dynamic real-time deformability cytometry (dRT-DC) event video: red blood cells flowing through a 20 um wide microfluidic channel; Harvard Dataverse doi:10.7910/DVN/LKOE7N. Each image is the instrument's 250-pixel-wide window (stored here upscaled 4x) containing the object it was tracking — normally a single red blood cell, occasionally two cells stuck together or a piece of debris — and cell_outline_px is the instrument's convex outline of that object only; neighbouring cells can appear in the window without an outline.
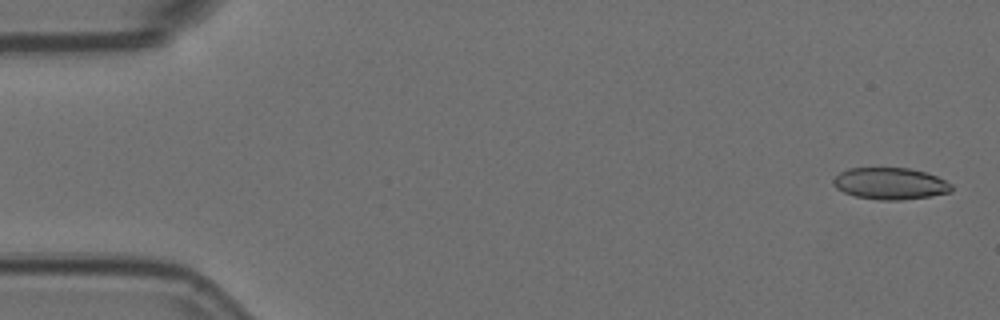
{"species": "Egyptian fruit bat (a non-hibernating species)", "species_latin": "Rousettus aegyptiacus", "temperature_condition": "room temperature", "stored_images_in_passage": 5, "camera_frame_rate_fps": 3000, "um_per_image_px": 0.085, "animal": {"sex": "female"}, "frame": {"image": 1, "passage_image": 1, "time_ms": 0.0, "image_size_px": [1000, 320], "cell_outline_px": [[952, 192], [932, 196], [900, 200], [876, 200], [856, 196], [844, 192], [836, 188], [832, 184], [832, 180], [840, 172], [848, 168], [908, 168], [924, 172], [936, 176], [952, 184]], "centroid_in_image_um": [75.66, 15.61], "position_along_channel_um": 9.3, "area_um2": 21.91}}
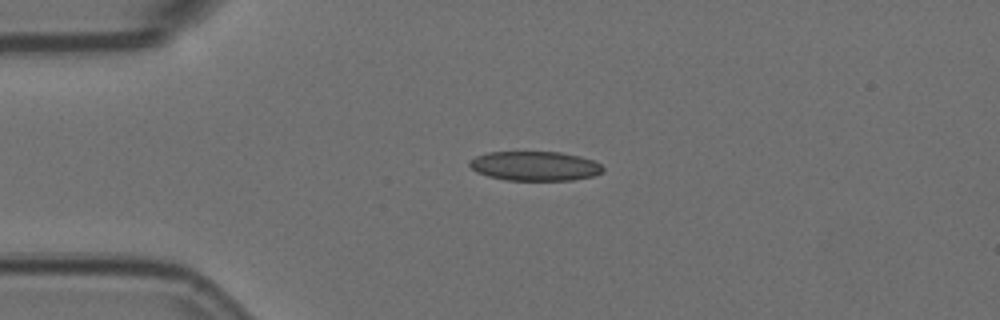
{"frame": {"image": 2, "passage_image": 3, "time_ms": 0.667, "image_size_px": [1000, 320], "cell_outline_px": [[604, 172], [592, 176], [572, 180], [504, 180], [488, 176], [476, 172], [468, 164], [468, 160], [476, 156], [488, 152], [560, 152], [580, 156], [592, 160], [600, 164], [604, 168]], "centroid_in_image_um": [45.45, 14.11], "position_along_channel_um": 39.6, "area_um2": 22.95}}
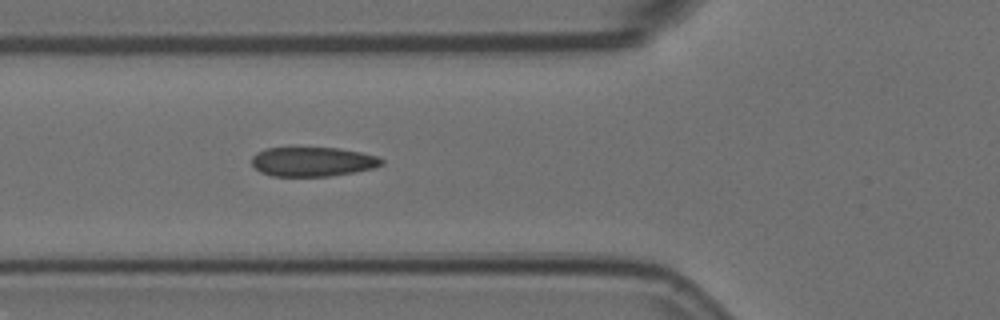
{"frame": {"image": 3, "passage_image": 5, "time_ms": 1.333, "image_size_px": [1000, 320], "cell_outline_px": [[384, 164], [372, 168], [352, 172], [328, 176], [272, 176], [260, 172], [252, 164], [252, 156], [256, 152], [268, 148], [340, 148], [360, 152], [376, 156], [384, 160]], "centroid_in_image_um": [26.56, 13.74], "position_along_channel_um": 99.2, "area_um2": 22.08}}